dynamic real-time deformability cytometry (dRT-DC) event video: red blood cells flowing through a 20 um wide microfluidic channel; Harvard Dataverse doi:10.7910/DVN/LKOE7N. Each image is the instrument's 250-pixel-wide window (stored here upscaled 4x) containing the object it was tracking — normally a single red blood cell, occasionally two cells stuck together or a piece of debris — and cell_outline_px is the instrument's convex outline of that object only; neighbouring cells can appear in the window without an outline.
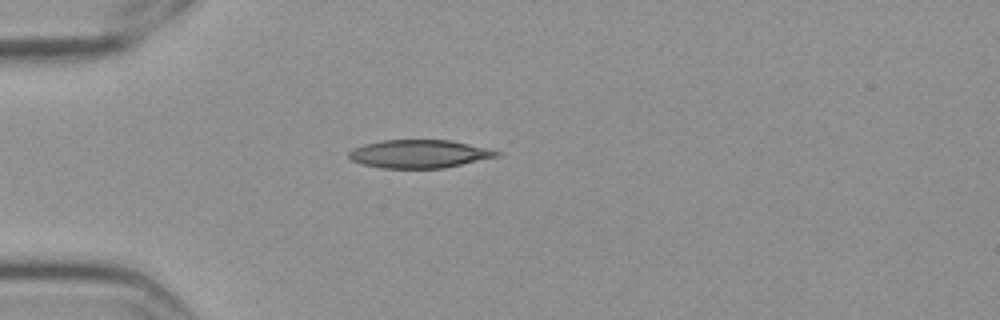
{"species": "Egyptian fruit bat (a non-hibernating species)", "species_latin": "Rousettus aegyptiacus", "temperature_condition": "cold", "stored_images_in_passage": 1, "camera_frame_rate_fps": 3000, "um_per_image_px": 0.085, "frame": {"image": 1, "passage_image": 1, "time_ms": 0.0, "image_size_px": [1000, 320], "cell_outline_px": [[500, 156], [444, 168], [380, 168], [364, 164], [352, 160], [348, 156], [348, 152], [352, 148], [364, 144], [384, 140], [448, 140], [468, 144], [500, 152]], "centroid_in_image_um": [35.6, 13.08], "position_along_channel_um": 49.4, "area_um2": 24.04}}